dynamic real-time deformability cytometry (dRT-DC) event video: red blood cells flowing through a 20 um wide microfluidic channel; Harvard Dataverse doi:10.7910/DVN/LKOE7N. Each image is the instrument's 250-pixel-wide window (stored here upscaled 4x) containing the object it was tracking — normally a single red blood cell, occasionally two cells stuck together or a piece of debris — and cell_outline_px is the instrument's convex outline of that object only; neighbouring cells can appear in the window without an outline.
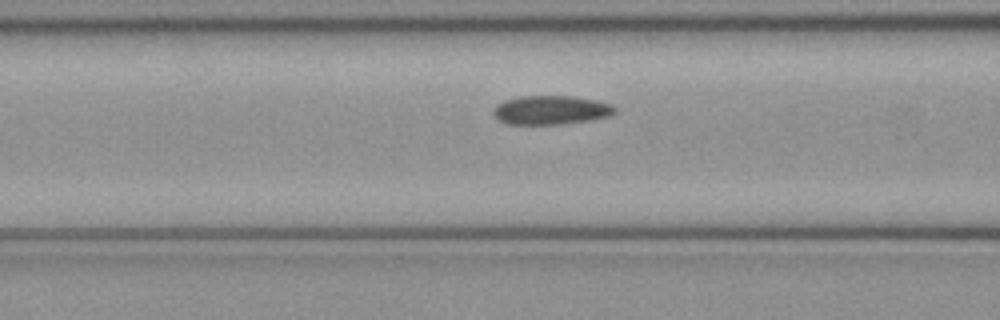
{"species": "common noctule bat (a hibernating species)", "species_latin": "Nyctalus noctula", "temperature_condition": "cold", "stored_images_in_passage": 37, "camera_frame_rate_fps": 3000, "um_per_image_px": 0.085, "animal": {"sex": "female", "body_mass_g": 21.9}, "frame": {"image": 1, "passage_image": 7, "time_ms": 2.0, "image_size_px": [1000, 320], "cell_outline_px": [[616, 112], [608, 116], [592, 120], [560, 124], [508, 124], [496, 120], [492, 116], [492, 108], [496, 104], [504, 100], [520, 96], [572, 96], [596, 100], [612, 104], [616, 108]], "centroid_in_image_um": [46.78, 9.35], "position_along_channel_um": 119.8, "area_um2": 20.81}}
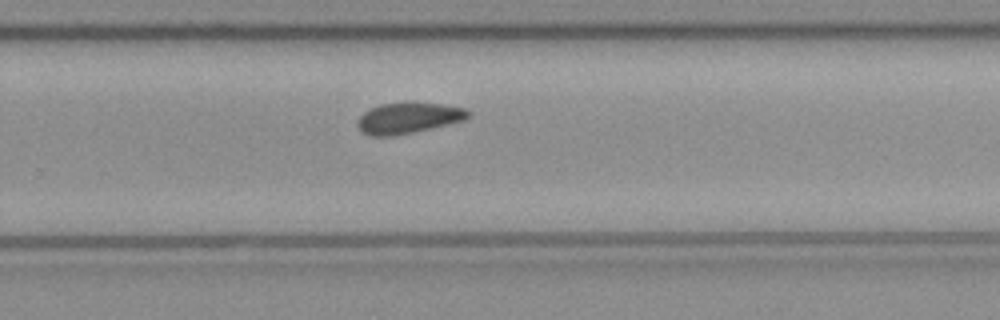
{"frame": {"image": 2, "passage_image": 20, "time_ms": 6.333, "image_size_px": [1000, 320], "cell_outline_px": [[472, 116], [468, 120], [432, 128], [392, 136], [368, 136], [360, 132], [356, 124], [356, 120], [364, 112], [380, 104], [444, 104], [464, 108], [472, 112]], "centroid_in_image_um": [34.73, 10.06], "position_along_channel_um": 295.1, "area_um2": 19.88}}
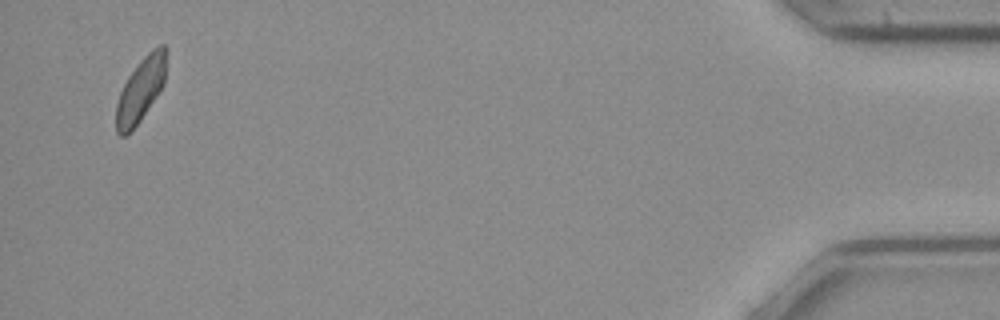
{"frame": {"image": 3, "passage_image": 36, "time_ms": 11.667, "image_size_px": [1000, 320], "cell_outline_px": [[168, 48], [164, 84], [140, 120], [124, 136], [120, 136], [116, 132], [116, 104], [120, 92], [128, 76], [140, 60], [152, 48], [160, 44], [164, 44]], "centroid_in_image_um": [11.98, 7.55], "position_along_channel_um": 423.2, "area_um2": 18.67}}